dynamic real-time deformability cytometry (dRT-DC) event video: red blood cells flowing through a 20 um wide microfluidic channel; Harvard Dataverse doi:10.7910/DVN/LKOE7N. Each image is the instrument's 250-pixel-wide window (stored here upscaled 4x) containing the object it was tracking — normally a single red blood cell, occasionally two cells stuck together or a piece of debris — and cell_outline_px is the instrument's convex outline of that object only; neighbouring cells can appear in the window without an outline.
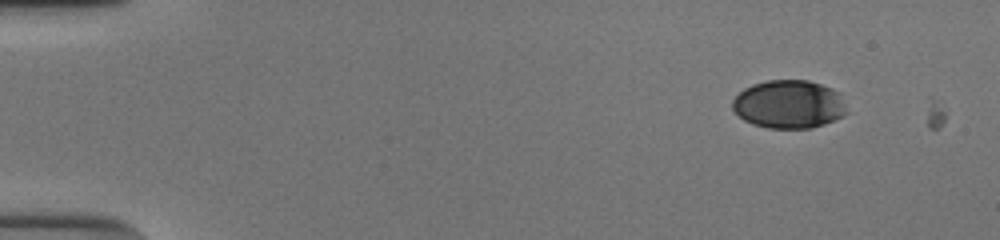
{"species": "human", "species_latin": "Homo sapiens", "temperature_condition": "cold", "stored_images_in_passage": 2, "camera_frame_rate_fps": 3000, "um_per_image_px": 0.085, "donor": {"sex": "male"}, "frame": {"image": 1, "passage_image": 1, "time_ms": 0.0, "image_size_px": [1000, 240], "cell_outline_px": [[848, 112], [844, 116], [824, 124], [812, 128], [768, 128], [752, 124], [744, 120], [732, 108], [732, 100], [744, 88], [752, 84], [768, 80], [808, 80], [832, 88], [840, 92]], "centroid_in_image_um": [67.08, 8.86], "position_along_channel_um": 17.9, "area_um2": 32.37}}